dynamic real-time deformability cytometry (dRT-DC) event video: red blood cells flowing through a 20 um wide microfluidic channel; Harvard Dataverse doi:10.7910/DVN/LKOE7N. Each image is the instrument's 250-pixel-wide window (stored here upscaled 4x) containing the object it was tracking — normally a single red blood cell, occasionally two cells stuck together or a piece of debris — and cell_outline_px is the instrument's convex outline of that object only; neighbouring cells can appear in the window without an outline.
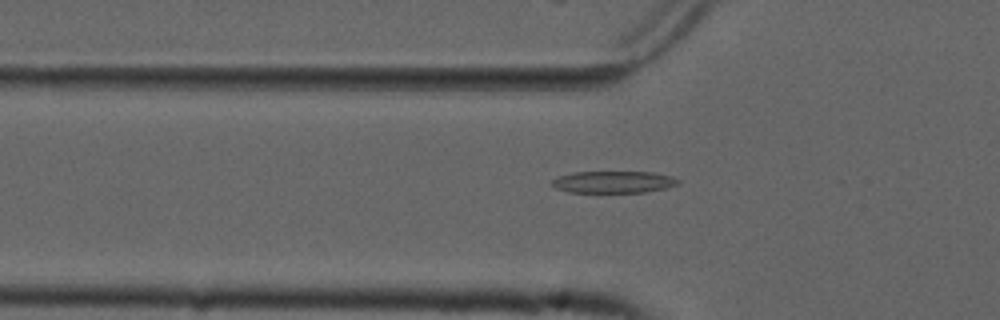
{"species": "common noctule bat (a hibernating species)", "species_latin": "Nyctalus noctula", "temperature_condition": "cold", "stored_images_in_passage": 54, "camera_frame_rate_fps": 3000, "um_per_image_px": 0.085, "animal": {"sex": "male", "forearm_length_mm": 52.5}, "frame": {"image": 1, "passage_image": 18, "time_ms": 5.667, "image_size_px": [1000, 320], "cell_outline_px": [[680, 180], [676, 184], [664, 188], [644, 192], [568, 192], [556, 188], [552, 184], [552, 180], [560, 176], [572, 172], [652, 172], [672, 176]], "centroid_in_image_um": [52.13, 15.46], "position_along_channel_um": 73.7, "area_um2": 15.9}}
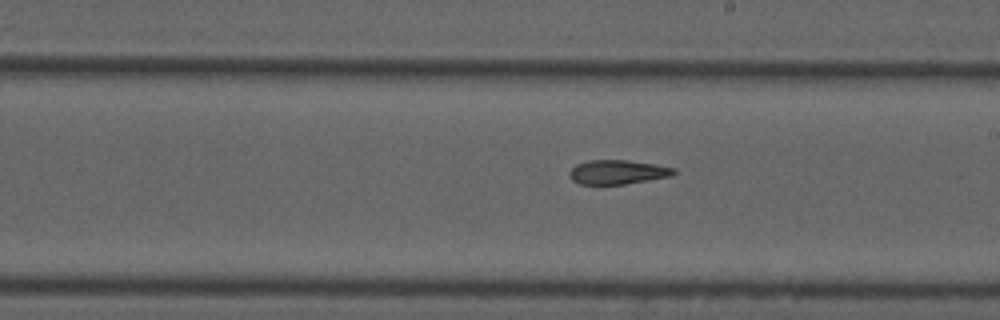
{"frame": {"image": 2, "passage_image": 31, "time_ms": 10.0, "image_size_px": [1000, 320], "cell_outline_px": [[676, 172], [672, 176], [624, 184], [580, 184], [572, 180], [568, 176], [568, 172], [576, 164], [588, 160], [624, 160], [656, 164], [676, 168]], "centroid_in_image_um": [52.49, 14.62], "position_along_channel_um": 236.5, "area_um2": 14.8}}
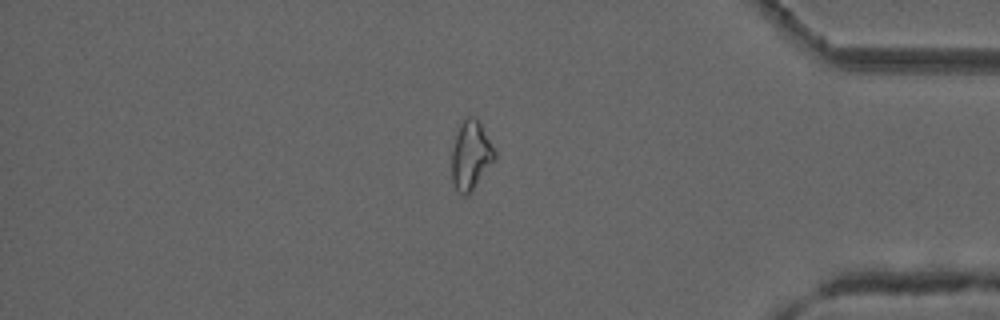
{"frame": {"image": 3, "passage_image": 46, "time_ms": 15.0, "image_size_px": [1000, 320], "cell_outline_px": [[496, 160], [468, 196], [464, 196], [452, 184], [452, 152], [456, 136], [460, 124], [468, 116], [472, 116], [480, 124], [492, 144], [496, 152]], "centroid_in_image_um": [40.04, 13.26], "position_along_channel_um": 395.2, "area_um2": 17.11}, "authors_computed_cell_mechanics": {"area_um2": 16.3863, "velocity_mm_per_s": 3.7468, "shape_relaxation_time_tau1_ms": null, "shape_relaxation_time_tau2_ms": 5.5658, "deformation_change_tau1": null, "deformation_change_tau2": 0.1599}}